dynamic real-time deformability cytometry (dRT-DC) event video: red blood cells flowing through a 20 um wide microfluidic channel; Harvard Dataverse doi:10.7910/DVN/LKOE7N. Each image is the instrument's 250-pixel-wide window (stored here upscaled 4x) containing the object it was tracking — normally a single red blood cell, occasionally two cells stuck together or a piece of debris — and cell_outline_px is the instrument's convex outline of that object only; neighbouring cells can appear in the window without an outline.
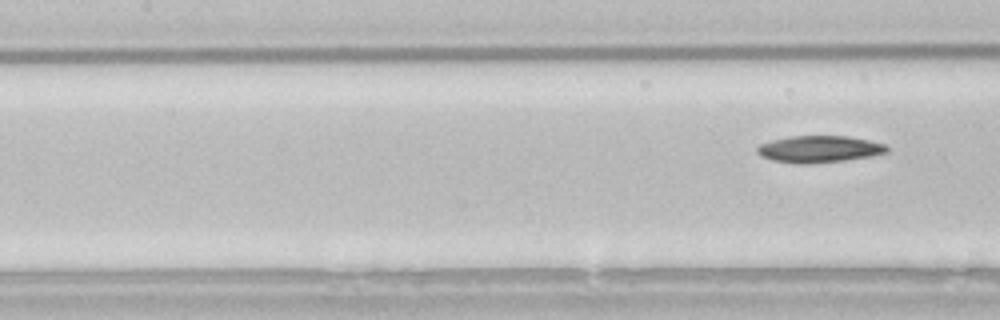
{"species": "common noctule bat (a hibernating species)", "species_latin": "Nyctalus noctula", "temperature_condition": "room temperature", "stored_images_in_passage": 9, "segment_of_instrument_passage": [2, 2], "camera_frame_rate_fps": 3000, "um_per_image_px": 0.085, "animal": {"sex": "male", "body_mass_g": 21.5, "forearm_length_mm": 52.0}, "frame": {"image": 1, "passage_image": 9, "time_ms": 2.667, "image_size_px": [1000, 320], "cell_outline_px": [[888, 152], [872, 156], [844, 160], [808, 164], [796, 164], [772, 160], [760, 156], [756, 152], [756, 148], [760, 144], [772, 140], [788, 136], [848, 136], [888, 144]], "centroid_in_image_um": [69.63, 12.67], "position_along_channel_um": 137.8, "area_um2": 20.46}}